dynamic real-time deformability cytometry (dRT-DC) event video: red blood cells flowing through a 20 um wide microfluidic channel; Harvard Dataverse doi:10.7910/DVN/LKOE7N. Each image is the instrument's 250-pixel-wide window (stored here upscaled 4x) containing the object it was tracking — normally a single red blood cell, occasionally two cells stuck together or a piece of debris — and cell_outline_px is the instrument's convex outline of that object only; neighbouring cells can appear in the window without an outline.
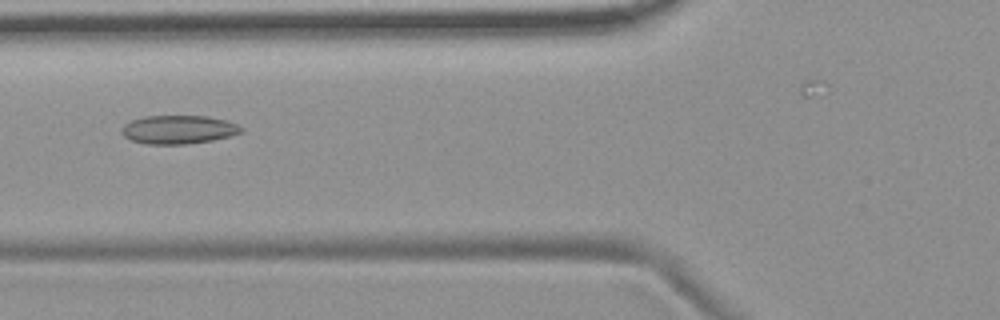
{"species": "common noctule bat (a hibernating species)", "species_latin": "Nyctalus noctula", "temperature_condition": "room temperature", "stored_images_in_passage": 7, "camera_frame_rate_fps": 3000, "um_per_image_px": 0.085, "animal": {"sex": "female", "body_mass_g": 19.9}, "frame": {"image": 1, "passage_image": 4, "time_ms": 3.333, "image_size_px": [1000, 320], "cell_outline_px": [[244, 132], [212, 140], [188, 144], [144, 144], [132, 140], [124, 136], [120, 132], [120, 128], [124, 124], [132, 120], [144, 116], [208, 116], [228, 120], [244, 128]], "centroid_in_image_um": [15.17, 11.01], "position_along_channel_um": 110.6, "area_um2": 20.06}}
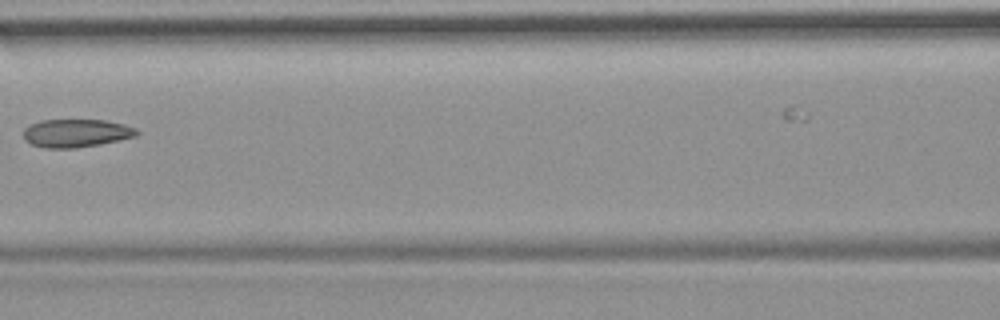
{"frame": {"image": 2, "passage_image": 5, "time_ms": 4.667, "image_size_px": [1000, 320], "cell_outline_px": [[140, 132], [136, 136], [120, 140], [100, 144], [76, 148], [44, 148], [32, 144], [24, 140], [24, 128], [40, 120], [104, 120], [124, 124], [136, 128]], "centroid_in_image_um": [6.49, 11.32], "position_along_channel_um": 160.1, "area_um2": 18.61}}
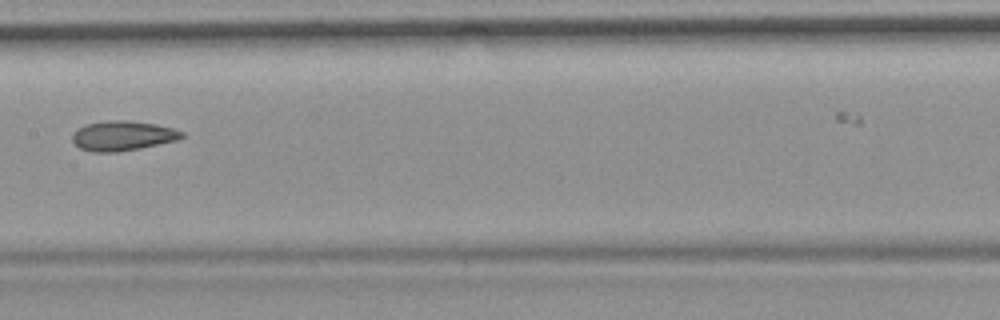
{"frame": {"image": 3, "passage_image": 6, "time_ms": 5.667, "image_size_px": [1000, 320], "cell_outline_px": [[184, 136], [176, 140], [140, 148], [116, 152], [92, 152], [80, 148], [72, 140], [72, 136], [84, 124], [108, 120], [124, 120], [156, 124], [172, 128], [184, 132]], "centroid_in_image_um": [10.42, 11.54], "position_along_channel_um": 197.0, "area_um2": 18.79}}